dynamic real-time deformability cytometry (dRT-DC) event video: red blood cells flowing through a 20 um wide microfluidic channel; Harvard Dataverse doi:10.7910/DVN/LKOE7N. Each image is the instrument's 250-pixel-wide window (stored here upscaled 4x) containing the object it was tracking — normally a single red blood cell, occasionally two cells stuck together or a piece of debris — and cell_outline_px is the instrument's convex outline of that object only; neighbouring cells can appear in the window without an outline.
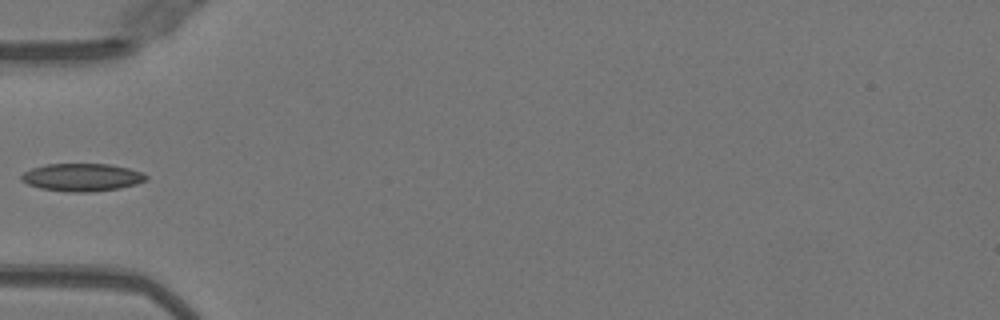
{"species": "Egyptian fruit bat (a non-hibernating species)", "species_latin": "Rousettus aegyptiacus", "temperature_condition": "warm", "stored_images_in_passage": 34, "camera_frame_rate_fps": 3000, "um_per_image_px": 0.085, "animal": {"sex": "female"}, "frame": {"image": 1, "passage_image": 1, "time_ms": 0.0, "image_size_px": [1000, 320], "cell_outline_px": [[148, 180], [136, 184], [120, 188], [92, 192], [72, 192], [40, 188], [28, 184], [20, 180], [20, 176], [24, 172], [32, 168], [48, 164], [108, 164], [128, 168], [140, 172], [148, 176]], "centroid_in_image_um": [6.97, 15.07], "position_along_channel_um": 78.0, "area_um2": 20.11}}
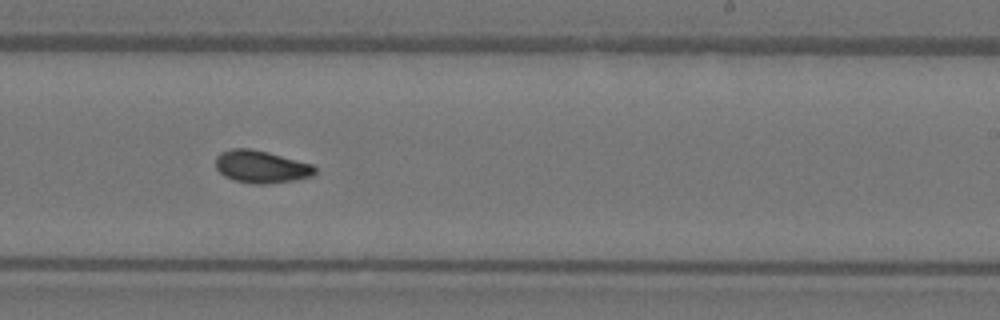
{"frame": {"image": 2, "passage_image": 15, "time_ms": 4.667, "image_size_px": [1000, 320], "cell_outline_px": [[316, 172], [312, 176], [292, 180], [268, 184], [256, 184], [236, 180], [224, 176], [216, 168], [216, 156], [220, 152], [232, 148], [252, 148], [268, 152], [312, 164], [316, 168]], "centroid_in_image_um": [22.19, 14.16], "position_along_channel_um": 266.8, "area_um2": 18.73}}
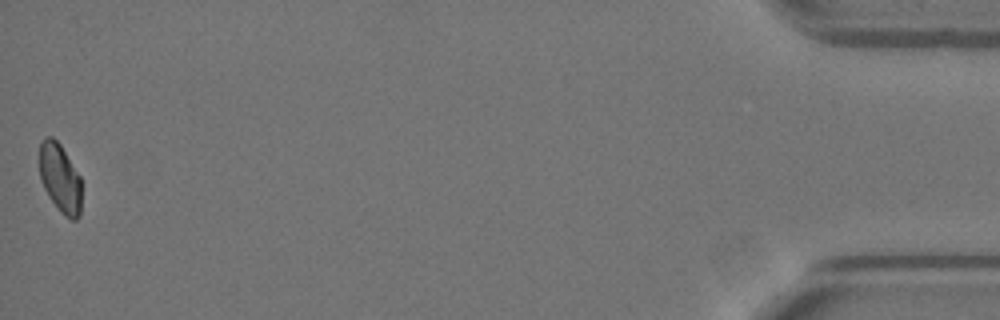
{"frame": {"image": 3, "passage_image": 34, "time_ms": 11.0, "image_size_px": [1000, 320], "cell_outline_px": [[80, 216], [76, 220], [72, 220], [60, 212], [48, 196], [44, 188], [40, 176], [40, 140], [44, 136], [52, 136], [60, 144], [80, 176]], "centroid_in_image_um": [5.09, 15.13], "position_along_channel_um": 430.1, "area_um2": 16.82}}